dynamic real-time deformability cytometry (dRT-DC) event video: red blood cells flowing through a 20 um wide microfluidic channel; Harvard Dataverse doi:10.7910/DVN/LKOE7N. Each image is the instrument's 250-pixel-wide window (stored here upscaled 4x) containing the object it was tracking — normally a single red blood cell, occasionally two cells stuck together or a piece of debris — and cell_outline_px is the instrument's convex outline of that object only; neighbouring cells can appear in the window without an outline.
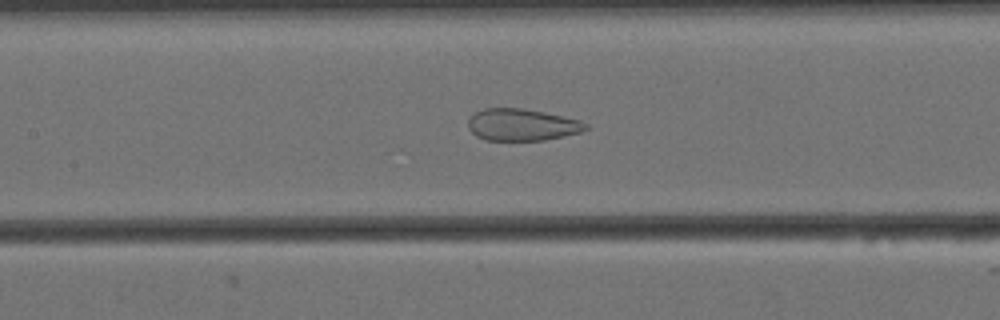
{"species": "Egyptian fruit bat (a non-hibernating species)", "species_latin": "Rousettus aegyptiacus", "temperature_condition": "cold", "stored_images_in_passage": 49, "camera_frame_rate_fps": 3000, "um_per_image_px": 0.085, "animal": {"sex": "female"}, "frame": {"image": 1, "passage_image": 17, "time_ms": 5.333, "image_size_px": [1000, 320], "cell_outline_px": [[588, 128], [584, 132], [544, 140], [484, 140], [476, 136], [468, 128], [468, 120], [476, 112], [484, 108], [524, 108], [544, 112], [580, 120], [588, 124]], "centroid_in_image_um": [44.39, 10.61], "position_along_channel_um": 163.0, "area_um2": 21.96}}
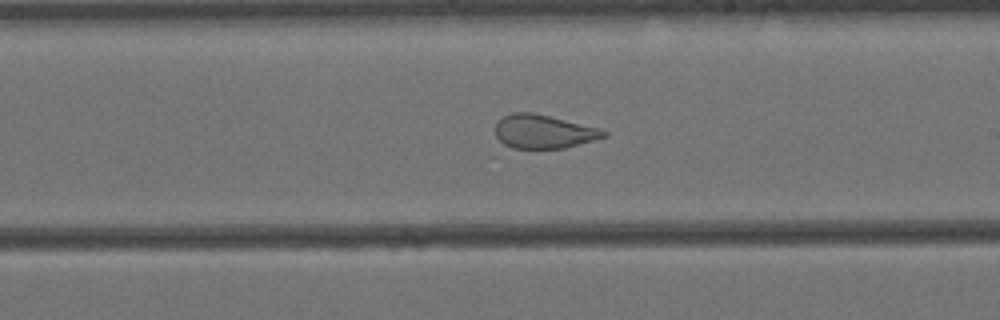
{"frame": {"image": 2, "passage_image": 24, "time_ms": 7.667, "image_size_px": [1000, 320], "cell_outline_px": [[608, 136], [564, 148], [512, 148], [504, 144], [496, 136], [496, 124], [504, 116], [512, 112], [532, 112], [600, 128], [608, 132]], "centroid_in_image_um": [46.22, 11.18], "position_along_channel_um": 242.8, "area_um2": 21.1}}
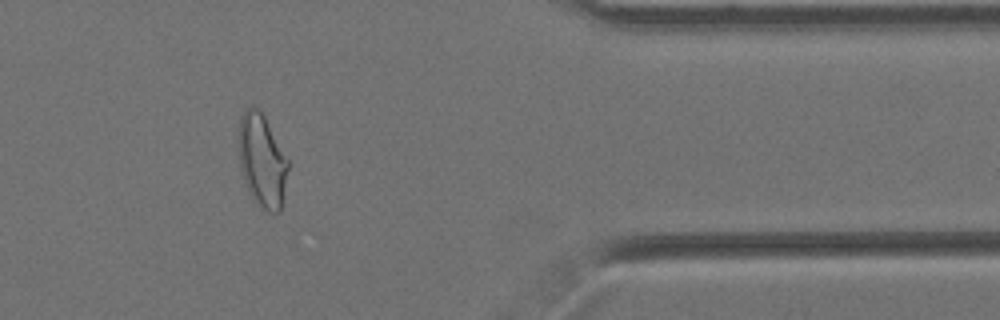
{"frame": {"image": 3, "passage_image": 39, "time_ms": 12.667, "image_size_px": [1000, 320], "cell_outline_px": [[288, 168], [284, 196], [280, 212], [268, 212], [248, 192], [240, 168], [240, 116], [244, 108], [252, 104], [260, 108], [288, 160]], "centroid_in_image_um": [22.28, 13.61], "position_along_channel_um": 389.1, "area_um2": 26.53}, "authors_computed_cell_mechanics": {"area_um2": 25.6632, "velocity_mm_per_s": 3.443, "shape_relaxation_time_tau1_ms": null, "shape_relaxation_time_tau2_ms": 1.2545, "deformation_change_tau1": null, "deformation_change_tau2": 0.0915}}